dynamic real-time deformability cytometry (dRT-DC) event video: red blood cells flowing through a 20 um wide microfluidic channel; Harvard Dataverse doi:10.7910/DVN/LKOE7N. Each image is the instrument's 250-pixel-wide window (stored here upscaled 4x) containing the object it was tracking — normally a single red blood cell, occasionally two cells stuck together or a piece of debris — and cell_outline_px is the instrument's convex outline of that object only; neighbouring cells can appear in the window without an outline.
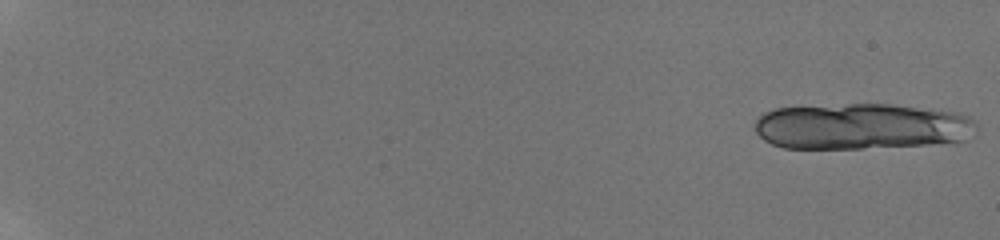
{"species": "human", "species_latin": "Homo sapiens", "temperature_condition": "room temperature", "stored_images_in_passage": 19, "camera_frame_rate_fps": 3000, "um_per_image_px": 0.085, "donor": {"sex": "male"}, "frame": {"image": 1, "passage_image": 1, "time_ms": 0.0, "image_size_px": [1000, 240], "cell_outline_px": [[976, 128], [964, 140], [924, 144], [860, 148], [784, 148], [772, 144], [764, 140], [756, 132], [756, 120], [764, 112], [776, 108], [848, 104], [892, 104], [960, 112], [976, 120]], "centroid_in_image_um": [73.23, 10.73], "position_along_channel_um": 11.8, "area_um2": 59.25}}